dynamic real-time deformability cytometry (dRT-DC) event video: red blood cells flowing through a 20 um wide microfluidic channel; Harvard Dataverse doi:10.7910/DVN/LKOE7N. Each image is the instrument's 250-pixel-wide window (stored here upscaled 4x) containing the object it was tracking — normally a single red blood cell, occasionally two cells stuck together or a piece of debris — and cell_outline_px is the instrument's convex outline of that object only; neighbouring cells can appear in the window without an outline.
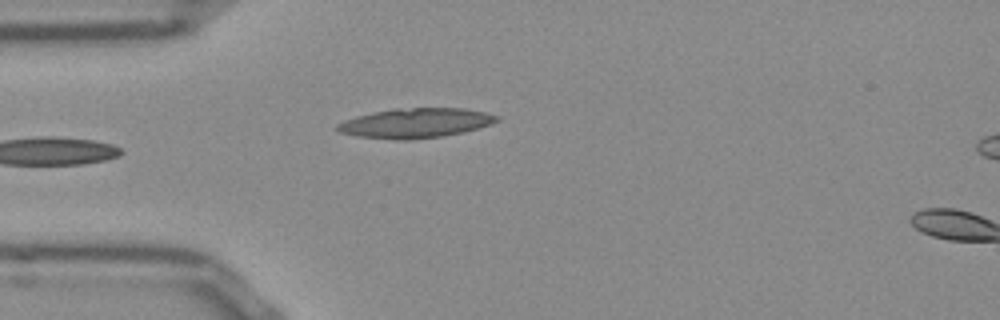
{"species": "Egyptian fruit bat (a non-hibernating species)", "species_latin": "Rousettus aegyptiacus", "temperature_condition": "room temperature", "stored_images_in_passage": 3, "camera_frame_rate_fps": 3000, "um_per_image_px": 0.085, "frame": {"image": 1, "passage_image": 1, "time_ms": 0.0, "image_size_px": [1000, 320], "cell_outline_px": [[496, 120], [488, 124], [464, 132], [440, 136], [408, 140], [404, 140], [356, 136], [340, 132], [336, 128], [336, 124], [344, 120], [356, 116], [372, 112], [392, 108], [464, 108], [484, 112], [496, 116]], "centroid_in_image_um": [35.23, 10.45], "position_along_channel_um": 49.8, "area_um2": 27.22}}